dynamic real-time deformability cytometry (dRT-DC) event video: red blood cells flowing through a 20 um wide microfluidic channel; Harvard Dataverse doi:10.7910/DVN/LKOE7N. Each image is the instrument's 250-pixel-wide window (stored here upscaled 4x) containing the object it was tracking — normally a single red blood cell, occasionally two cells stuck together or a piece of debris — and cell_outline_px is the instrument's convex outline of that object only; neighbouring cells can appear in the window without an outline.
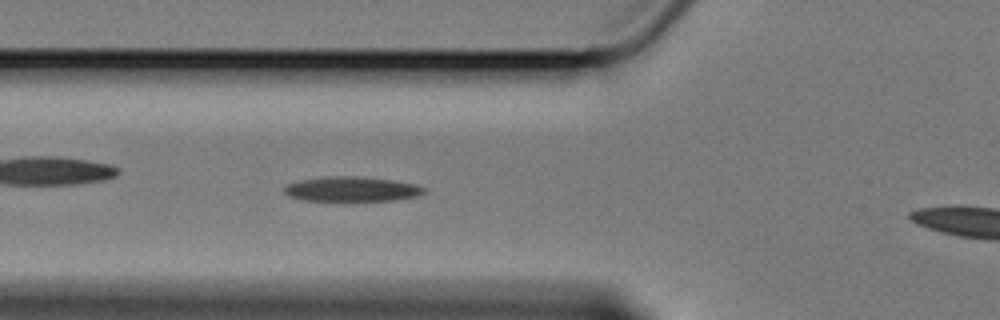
{"species": "Egyptian fruit bat (a non-hibernating species)", "species_latin": "Rousettus aegyptiacus", "temperature_condition": "cold", "stored_images_in_passage": 47, "camera_frame_rate_fps": 3000, "um_per_image_px": 0.085, "animal": {"sex": "female"}, "frame": {"image": 1, "passage_image": 16, "time_ms": 5.0, "image_size_px": [1000, 320], "cell_outline_px": [[428, 188], [424, 192], [416, 196], [396, 200], [300, 200], [288, 196], [284, 192], [284, 188], [288, 184], [296, 180], [328, 176], [356, 176], [392, 180], [416, 184]], "centroid_in_image_um": [29.88, 16.06], "position_along_channel_um": 95.9, "area_um2": 20.17}}
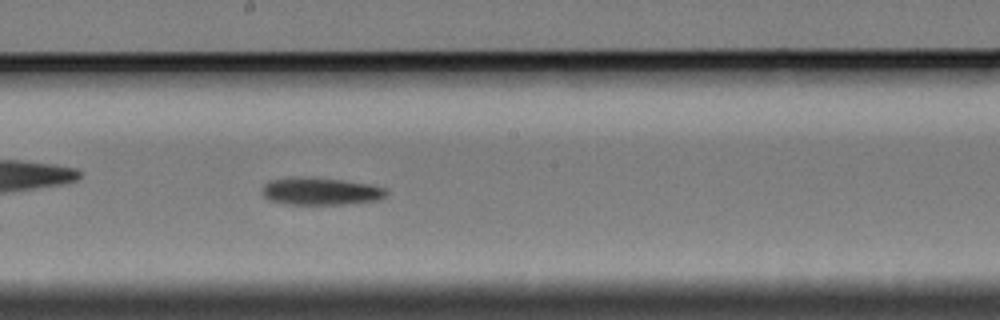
{"frame": {"image": 2, "passage_image": 27, "time_ms": 8.667, "image_size_px": [1000, 320], "cell_outline_px": [[388, 192], [380, 200], [352, 204], [284, 204], [268, 200], [260, 192], [260, 188], [264, 184], [272, 180], [340, 180], [372, 184], [388, 188]], "centroid_in_image_um": [27.33, 16.32], "position_along_channel_um": 220.9, "area_um2": 19.19}}
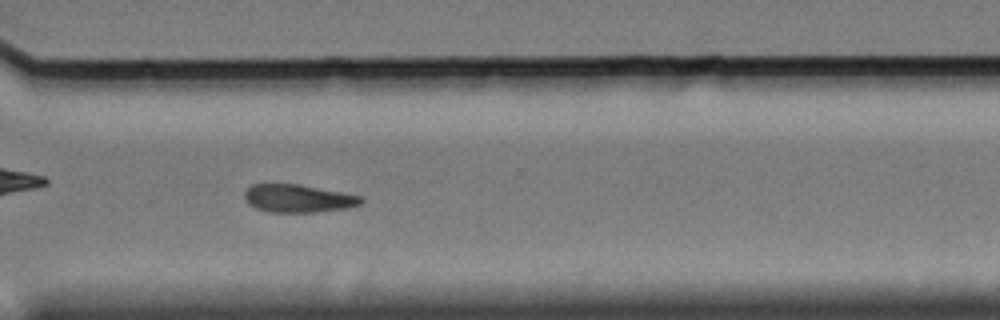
{"frame": {"image": 3, "passage_image": 38, "time_ms": 12.333, "image_size_px": [1000, 320], "cell_outline_px": [[364, 200], [360, 204], [348, 208], [316, 212], [268, 212], [256, 208], [244, 196], [244, 192], [252, 184], [300, 184], [360, 196]], "centroid_in_image_um": [25.35, 16.87], "position_along_channel_um": 345.2, "area_um2": 18.73}}